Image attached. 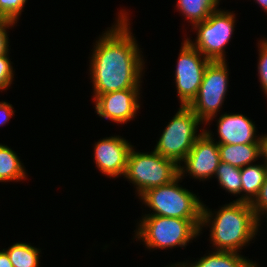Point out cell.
Masks as SVG:
<instances>
[{
    "instance_id": "6da1fadb",
    "label": "cell",
    "mask_w": 267,
    "mask_h": 267,
    "mask_svg": "<svg viewBox=\"0 0 267 267\" xmlns=\"http://www.w3.org/2000/svg\"><path fill=\"white\" fill-rule=\"evenodd\" d=\"M118 14L116 24L97 38L91 50L89 73L93 96L142 88L145 67L142 51L131 32L128 12L122 9Z\"/></svg>"
},
{
    "instance_id": "44dd1931",
    "label": "cell",
    "mask_w": 267,
    "mask_h": 267,
    "mask_svg": "<svg viewBox=\"0 0 267 267\" xmlns=\"http://www.w3.org/2000/svg\"><path fill=\"white\" fill-rule=\"evenodd\" d=\"M28 0H0V20L18 22Z\"/></svg>"
},
{
    "instance_id": "d6986e66",
    "label": "cell",
    "mask_w": 267,
    "mask_h": 267,
    "mask_svg": "<svg viewBox=\"0 0 267 267\" xmlns=\"http://www.w3.org/2000/svg\"><path fill=\"white\" fill-rule=\"evenodd\" d=\"M3 250L7 253L13 267H39L40 248L29 243L17 242Z\"/></svg>"
},
{
    "instance_id": "4316f807",
    "label": "cell",
    "mask_w": 267,
    "mask_h": 267,
    "mask_svg": "<svg viewBox=\"0 0 267 267\" xmlns=\"http://www.w3.org/2000/svg\"><path fill=\"white\" fill-rule=\"evenodd\" d=\"M261 136V152L262 158L264 159L265 163L267 164V134L262 133Z\"/></svg>"
},
{
    "instance_id": "8992f818",
    "label": "cell",
    "mask_w": 267,
    "mask_h": 267,
    "mask_svg": "<svg viewBox=\"0 0 267 267\" xmlns=\"http://www.w3.org/2000/svg\"><path fill=\"white\" fill-rule=\"evenodd\" d=\"M201 124L204 123L188 106H180L163 130L154 150L181 165L195 141L204 133V129L197 133Z\"/></svg>"
},
{
    "instance_id": "484cf974",
    "label": "cell",
    "mask_w": 267,
    "mask_h": 267,
    "mask_svg": "<svg viewBox=\"0 0 267 267\" xmlns=\"http://www.w3.org/2000/svg\"><path fill=\"white\" fill-rule=\"evenodd\" d=\"M14 113L15 110L13 109L12 104L5 101L0 102V125L3 126L8 123Z\"/></svg>"
},
{
    "instance_id": "7a4b0ae2",
    "label": "cell",
    "mask_w": 267,
    "mask_h": 267,
    "mask_svg": "<svg viewBox=\"0 0 267 267\" xmlns=\"http://www.w3.org/2000/svg\"><path fill=\"white\" fill-rule=\"evenodd\" d=\"M222 206L214 213L203 203L200 234L204 227L209 226V241L215 247L213 251L241 253L240 250L255 239L261 221L250 203L232 201Z\"/></svg>"
},
{
    "instance_id": "5bb4252c",
    "label": "cell",
    "mask_w": 267,
    "mask_h": 267,
    "mask_svg": "<svg viewBox=\"0 0 267 267\" xmlns=\"http://www.w3.org/2000/svg\"><path fill=\"white\" fill-rule=\"evenodd\" d=\"M171 267H260L258 262L242 256L238 252L211 251L194 263L187 260L186 262H177Z\"/></svg>"
},
{
    "instance_id": "52a82bcc",
    "label": "cell",
    "mask_w": 267,
    "mask_h": 267,
    "mask_svg": "<svg viewBox=\"0 0 267 267\" xmlns=\"http://www.w3.org/2000/svg\"><path fill=\"white\" fill-rule=\"evenodd\" d=\"M236 14L221 8L212 12L209 17L192 26L196 30L195 41L185 38L204 57L211 61H227L225 48L235 31Z\"/></svg>"
},
{
    "instance_id": "7402d4cb",
    "label": "cell",
    "mask_w": 267,
    "mask_h": 267,
    "mask_svg": "<svg viewBox=\"0 0 267 267\" xmlns=\"http://www.w3.org/2000/svg\"><path fill=\"white\" fill-rule=\"evenodd\" d=\"M258 76L259 82L261 84L262 91H264L265 96L267 97V40L264 38L263 40L258 41Z\"/></svg>"
},
{
    "instance_id": "277c9868",
    "label": "cell",
    "mask_w": 267,
    "mask_h": 267,
    "mask_svg": "<svg viewBox=\"0 0 267 267\" xmlns=\"http://www.w3.org/2000/svg\"><path fill=\"white\" fill-rule=\"evenodd\" d=\"M180 180L182 181V178L179 175L168 184L144 192L139 199L153 211L144 215L201 219L203 201L199 200L196 194L182 187Z\"/></svg>"
},
{
    "instance_id": "f1b7e54d",
    "label": "cell",
    "mask_w": 267,
    "mask_h": 267,
    "mask_svg": "<svg viewBox=\"0 0 267 267\" xmlns=\"http://www.w3.org/2000/svg\"><path fill=\"white\" fill-rule=\"evenodd\" d=\"M254 1H256V3H258L259 5H261L260 7H262L264 12L267 13V0H254Z\"/></svg>"
},
{
    "instance_id": "9a60e30c",
    "label": "cell",
    "mask_w": 267,
    "mask_h": 267,
    "mask_svg": "<svg viewBox=\"0 0 267 267\" xmlns=\"http://www.w3.org/2000/svg\"><path fill=\"white\" fill-rule=\"evenodd\" d=\"M221 162L238 168L253 164L262 157L261 144H218Z\"/></svg>"
},
{
    "instance_id": "4fadbf2b",
    "label": "cell",
    "mask_w": 267,
    "mask_h": 267,
    "mask_svg": "<svg viewBox=\"0 0 267 267\" xmlns=\"http://www.w3.org/2000/svg\"><path fill=\"white\" fill-rule=\"evenodd\" d=\"M216 125L218 144H261L255 123L243 114L223 113Z\"/></svg>"
},
{
    "instance_id": "ac0fdd59",
    "label": "cell",
    "mask_w": 267,
    "mask_h": 267,
    "mask_svg": "<svg viewBox=\"0 0 267 267\" xmlns=\"http://www.w3.org/2000/svg\"><path fill=\"white\" fill-rule=\"evenodd\" d=\"M221 0H177L176 8L189 20L193 26L206 20L209 15L218 9Z\"/></svg>"
},
{
    "instance_id": "83f0119b",
    "label": "cell",
    "mask_w": 267,
    "mask_h": 267,
    "mask_svg": "<svg viewBox=\"0 0 267 267\" xmlns=\"http://www.w3.org/2000/svg\"><path fill=\"white\" fill-rule=\"evenodd\" d=\"M0 267H13L7 253L4 250H0Z\"/></svg>"
},
{
    "instance_id": "8fae6325",
    "label": "cell",
    "mask_w": 267,
    "mask_h": 267,
    "mask_svg": "<svg viewBox=\"0 0 267 267\" xmlns=\"http://www.w3.org/2000/svg\"><path fill=\"white\" fill-rule=\"evenodd\" d=\"M140 90L141 88H129L93 96L97 115L117 124H127L135 119L140 109Z\"/></svg>"
},
{
    "instance_id": "ffe728a7",
    "label": "cell",
    "mask_w": 267,
    "mask_h": 267,
    "mask_svg": "<svg viewBox=\"0 0 267 267\" xmlns=\"http://www.w3.org/2000/svg\"><path fill=\"white\" fill-rule=\"evenodd\" d=\"M214 177L217 178L220 187L227 193L229 192L234 196L241 194V168L220 162Z\"/></svg>"
},
{
    "instance_id": "9c48e42d",
    "label": "cell",
    "mask_w": 267,
    "mask_h": 267,
    "mask_svg": "<svg viewBox=\"0 0 267 267\" xmlns=\"http://www.w3.org/2000/svg\"><path fill=\"white\" fill-rule=\"evenodd\" d=\"M180 47L175 70V86L180 106H188L196 97L207 65L211 62L186 39Z\"/></svg>"
},
{
    "instance_id": "603a6c76",
    "label": "cell",
    "mask_w": 267,
    "mask_h": 267,
    "mask_svg": "<svg viewBox=\"0 0 267 267\" xmlns=\"http://www.w3.org/2000/svg\"><path fill=\"white\" fill-rule=\"evenodd\" d=\"M9 53L0 56V91L8 90L14 78V70Z\"/></svg>"
},
{
    "instance_id": "30bf717a",
    "label": "cell",
    "mask_w": 267,
    "mask_h": 267,
    "mask_svg": "<svg viewBox=\"0 0 267 267\" xmlns=\"http://www.w3.org/2000/svg\"><path fill=\"white\" fill-rule=\"evenodd\" d=\"M213 136L214 133L212 134L211 130L204 129V133L195 141L182 161L184 165H179V175L182 179L186 176L185 173L200 181H207L214 177L221 160L218 143Z\"/></svg>"
},
{
    "instance_id": "7c38bea8",
    "label": "cell",
    "mask_w": 267,
    "mask_h": 267,
    "mask_svg": "<svg viewBox=\"0 0 267 267\" xmlns=\"http://www.w3.org/2000/svg\"><path fill=\"white\" fill-rule=\"evenodd\" d=\"M133 145L121 136H111L94 144V163L109 178L124 176L129 152Z\"/></svg>"
},
{
    "instance_id": "d4e9b609",
    "label": "cell",
    "mask_w": 267,
    "mask_h": 267,
    "mask_svg": "<svg viewBox=\"0 0 267 267\" xmlns=\"http://www.w3.org/2000/svg\"><path fill=\"white\" fill-rule=\"evenodd\" d=\"M16 25V22L12 20H0V56L4 54H8L9 48V35L7 29H10L9 27H14Z\"/></svg>"
},
{
    "instance_id": "3957f363",
    "label": "cell",
    "mask_w": 267,
    "mask_h": 267,
    "mask_svg": "<svg viewBox=\"0 0 267 267\" xmlns=\"http://www.w3.org/2000/svg\"><path fill=\"white\" fill-rule=\"evenodd\" d=\"M133 239L142 240L147 249L184 248L200 235L201 219H180L143 215Z\"/></svg>"
},
{
    "instance_id": "2e32d148",
    "label": "cell",
    "mask_w": 267,
    "mask_h": 267,
    "mask_svg": "<svg viewBox=\"0 0 267 267\" xmlns=\"http://www.w3.org/2000/svg\"><path fill=\"white\" fill-rule=\"evenodd\" d=\"M249 164L241 168V195L233 201L251 203L258 195L267 174V164Z\"/></svg>"
},
{
    "instance_id": "ba28073f",
    "label": "cell",
    "mask_w": 267,
    "mask_h": 267,
    "mask_svg": "<svg viewBox=\"0 0 267 267\" xmlns=\"http://www.w3.org/2000/svg\"><path fill=\"white\" fill-rule=\"evenodd\" d=\"M226 61H211L204 72L196 97L188 107L207 125L220 112L229 84Z\"/></svg>"
},
{
    "instance_id": "cb8c5ba5",
    "label": "cell",
    "mask_w": 267,
    "mask_h": 267,
    "mask_svg": "<svg viewBox=\"0 0 267 267\" xmlns=\"http://www.w3.org/2000/svg\"><path fill=\"white\" fill-rule=\"evenodd\" d=\"M255 216L260 220L267 215V174L258 195L250 203ZM263 215V217H261Z\"/></svg>"
},
{
    "instance_id": "5b68a950",
    "label": "cell",
    "mask_w": 267,
    "mask_h": 267,
    "mask_svg": "<svg viewBox=\"0 0 267 267\" xmlns=\"http://www.w3.org/2000/svg\"><path fill=\"white\" fill-rule=\"evenodd\" d=\"M133 146L127 159L123 178L134 184L135 192L140 197L147 190L165 185L179 176V165L168 158L152 152H138Z\"/></svg>"
},
{
    "instance_id": "e0dca14e",
    "label": "cell",
    "mask_w": 267,
    "mask_h": 267,
    "mask_svg": "<svg viewBox=\"0 0 267 267\" xmlns=\"http://www.w3.org/2000/svg\"><path fill=\"white\" fill-rule=\"evenodd\" d=\"M27 176L19 156L9 146L0 144V182H18Z\"/></svg>"
}]
</instances>
